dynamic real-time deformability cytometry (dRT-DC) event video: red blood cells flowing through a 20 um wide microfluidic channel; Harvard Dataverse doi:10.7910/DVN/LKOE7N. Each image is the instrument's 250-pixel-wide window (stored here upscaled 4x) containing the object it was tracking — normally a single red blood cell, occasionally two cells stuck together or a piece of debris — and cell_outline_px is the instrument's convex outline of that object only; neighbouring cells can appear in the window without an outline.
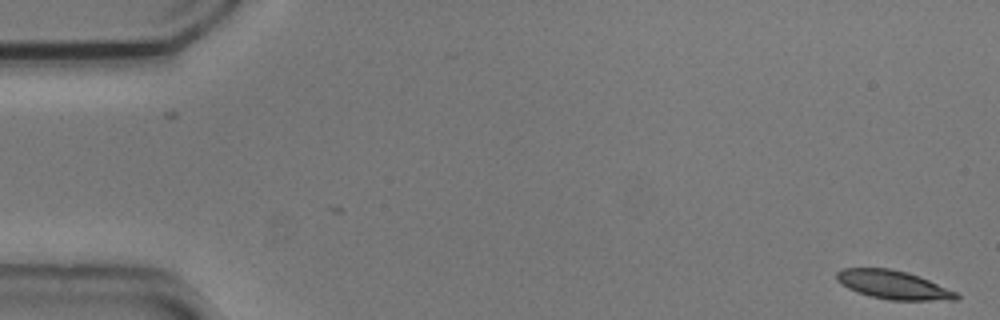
{"species": "common noctule bat (a hibernating species)", "species_latin": "Nyctalus noctula", "temperature_condition": "cold", "stored_images_in_passage": 54, "camera_frame_rate_fps": 3000, "um_per_image_px": 0.085, "animal": {"sex": "male", "body_mass_g": 20.5, "forearm_length_mm": 52.5}, "frame": {"image": 1, "passage_image": 1, "time_ms": 0.0, "image_size_px": [1000, 320], "cell_outline_px": [[960, 296], [956, 300], [888, 300], [856, 292], [840, 284], [836, 280], [836, 272], [844, 268], [888, 268], [908, 272], [920, 276], [956, 292]], "centroid_in_image_um": [75.91, 24.2], "position_along_channel_um": 9.1, "area_um2": 19.94}}
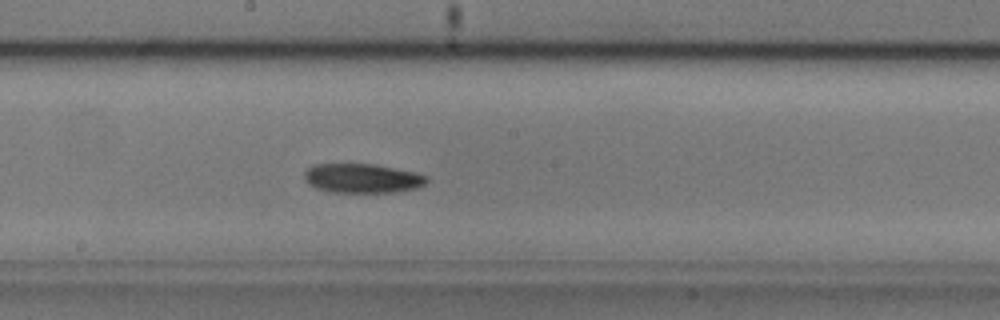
{"frame": {"image": 2, "passage_image": 29, "time_ms": 9.333, "image_size_px": [1000, 320], "cell_outline_px": [[428, 180], [424, 184], [416, 188], [396, 192], [332, 192], [316, 188], [308, 184], [304, 180], [304, 172], [308, 168], [316, 164], [376, 164], [412, 172], [428, 176]], "centroid_in_image_um": [30.77, 15.16], "position_along_channel_um": 217.4, "area_um2": 20.81}}
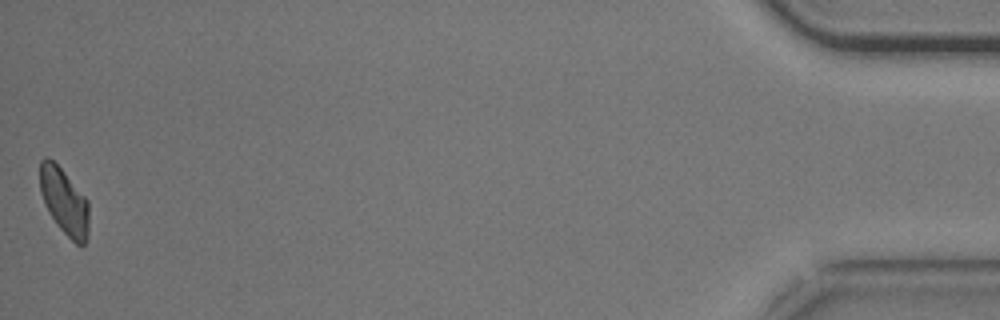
{"frame": {"image": 3, "passage_image": 54, "time_ms": 17.667, "image_size_px": [1000, 320], "cell_outline_px": [[88, 236], [84, 244], [80, 248], [56, 224], [48, 212], [44, 204], [40, 192], [40, 160], [44, 156], [48, 156], [64, 172], [88, 200]], "centroid_in_image_um": [5.45, 17.13], "position_along_channel_um": 429.8, "area_um2": 19.02}, "authors_computed_cell_mechanics": {"area_um2": 20.4901, "velocity_mm_per_s": 3.6915, "shape_relaxation_time_tau1_ms": 7.489, "shape_relaxation_time_tau2_ms": null, "deformation_change_tau1": 0.1247, "deformation_change_tau2": null}}